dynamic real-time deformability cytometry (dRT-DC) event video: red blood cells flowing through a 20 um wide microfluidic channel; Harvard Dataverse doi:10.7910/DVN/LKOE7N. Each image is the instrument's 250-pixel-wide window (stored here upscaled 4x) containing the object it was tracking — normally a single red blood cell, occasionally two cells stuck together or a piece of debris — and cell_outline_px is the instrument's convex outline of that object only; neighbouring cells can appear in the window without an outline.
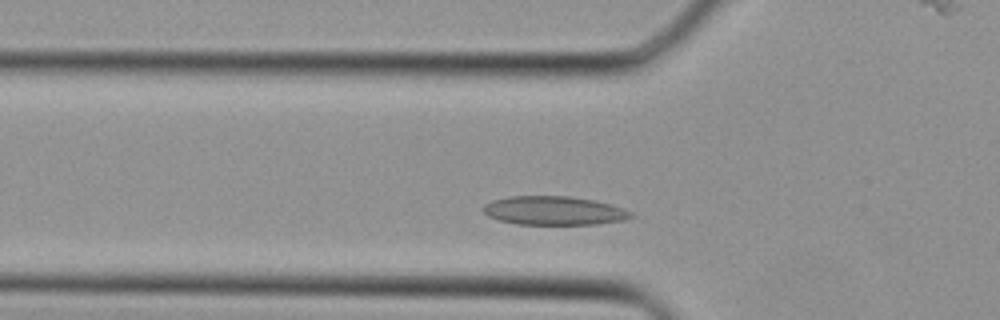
{"species": "Egyptian fruit bat (a non-hibernating species)", "species_latin": "Rousettus aegyptiacus", "temperature_condition": "cold", "stored_images_in_passage": 10, "camera_frame_rate_fps": 3000, "um_per_image_px": 0.085, "animal": {"sex": "female"}, "frame": {"image": 1, "passage_image": 4, "time_ms": 1.0, "image_size_px": [1000, 320], "cell_outline_px": [[632, 216], [624, 220], [596, 224], [516, 224], [496, 220], [488, 216], [480, 208], [484, 204], [492, 200], [508, 196], [568, 196], [592, 200], [624, 208], [632, 212]], "centroid_in_image_um": [47.02, 17.9], "position_along_channel_um": 78.8, "area_um2": 24.8}}
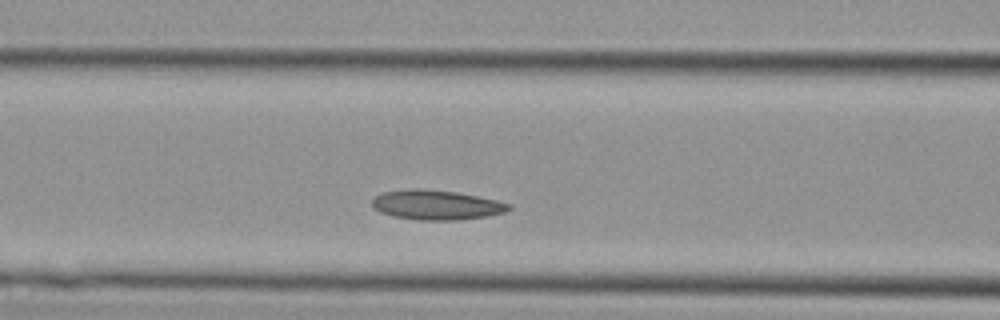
{"frame": {"image": 2, "passage_image": 7, "time_ms": 2.0, "image_size_px": [1000, 320], "cell_outline_px": [[512, 208], [504, 212], [488, 216], [460, 220], [416, 220], [392, 216], [380, 212], [372, 208], [372, 200], [376, 196], [384, 192], [412, 188], [420, 188], [456, 192], [496, 200], [512, 204]], "centroid_in_image_um": [37.08, 17.42], "position_along_channel_um": 129.5, "area_um2": 23.76}}
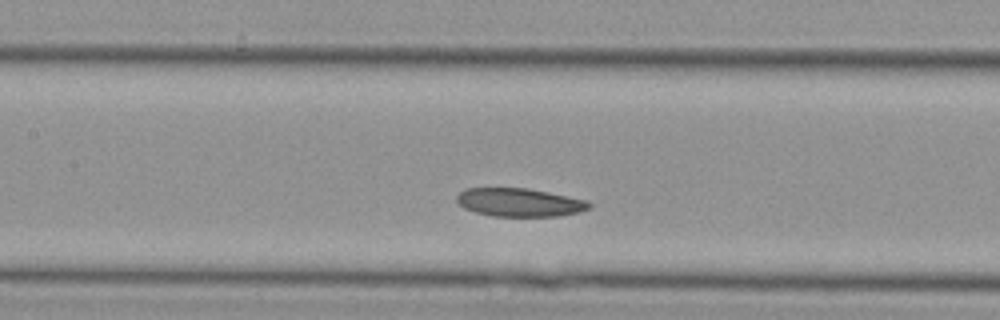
{"frame": {"image": 3, "passage_image": 9, "time_ms": 2.667, "image_size_px": [1000, 320], "cell_outline_px": [[592, 208], [580, 212], [556, 216], [492, 216], [476, 212], [464, 208], [456, 200], [456, 196], [464, 188], [528, 188], [588, 200], [592, 204]], "centroid_in_image_um": [44.18, 17.2], "position_along_channel_um": 163.2, "area_um2": 21.96}}